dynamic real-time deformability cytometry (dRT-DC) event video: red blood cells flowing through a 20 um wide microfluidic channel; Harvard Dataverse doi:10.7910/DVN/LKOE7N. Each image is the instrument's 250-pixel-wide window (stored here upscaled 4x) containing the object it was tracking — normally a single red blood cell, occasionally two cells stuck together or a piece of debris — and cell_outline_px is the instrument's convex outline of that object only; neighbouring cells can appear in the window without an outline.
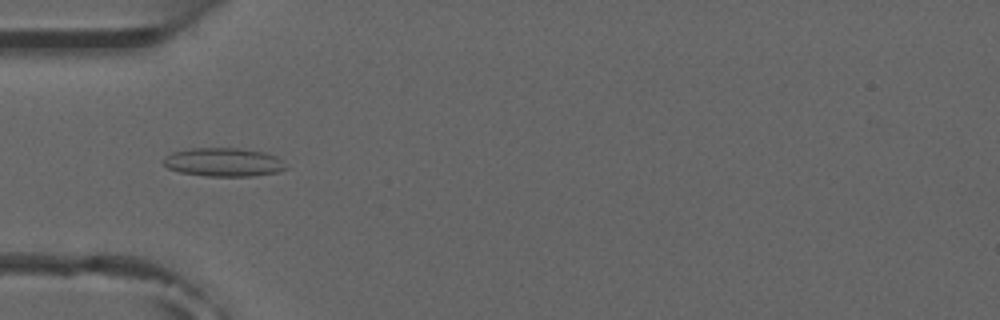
{"species": "common noctule bat (a hibernating species)", "species_latin": "Nyctalus noctula", "temperature_condition": "room temperature", "stored_images_in_passage": 7, "camera_frame_rate_fps": 3000, "um_per_image_px": 0.085, "animal": {"sex": "male", "forearm_length_mm": 52.5}, "frame": {"image": 1, "passage_image": 5, "time_ms": 5.333, "image_size_px": [1000, 320], "cell_outline_px": [[288, 168], [276, 172], [252, 176], [208, 176], [180, 172], [168, 168], [164, 164], [164, 156], [172, 152], [192, 148], [240, 148], [264, 152], [276, 156], [284, 160]], "centroid_in_image_um": [19.03, 13.78], "position_along_channel_um": 66.0, "area_um2": 20.46}}
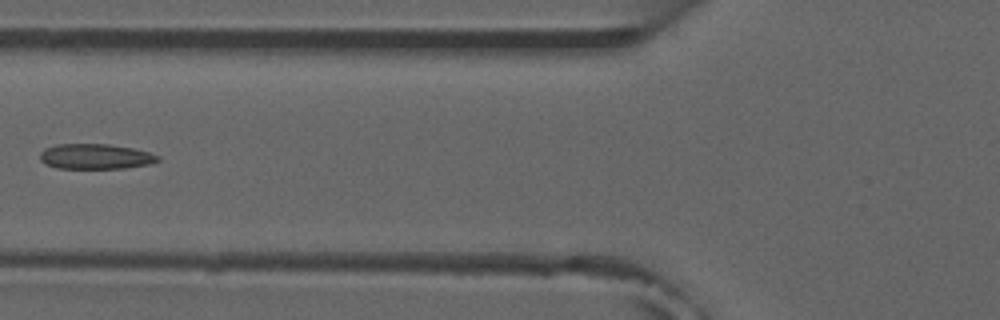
{"frame": {"image": 2, "passage_image": 6, "time_ms": 6.667, "image_size_px": [1000, 320], "cell_outline_px": [[160, 160], [148, 164], [124, 168], [56, 168], [44, 164], [40, 160], [40, 152], [44, 148], [56, 144], [108, 144], [132, 148], [148, 152], [160, 156]], "centroid_in_image_um": [8.07, 13.3], "position_along_channel_um": 117.7, "area_um2": 17.34}}
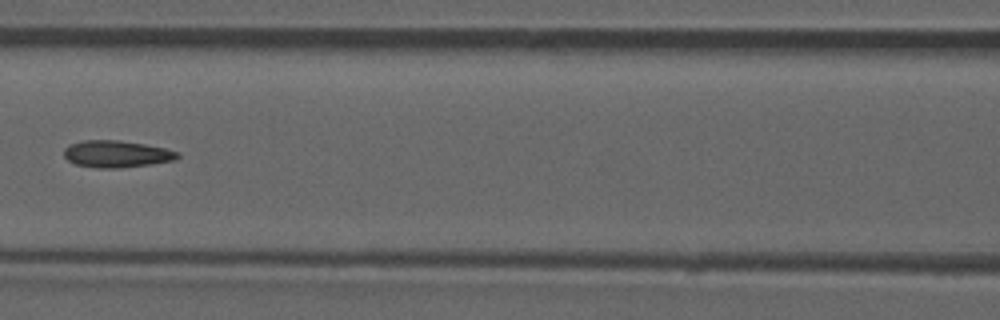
{"frame": {"image": 3, "passage_image": 7, "time_ms": 7.667, "image_size_px": [1000, 320], "cell_outline_px": [[180, 156], [176, 160], [152, 164], [116, 168], [96, 168], [76, 164], [68, 160], [64, 156], [64, 148], [68, 144], [84, 140], [120, 140], [144, 144], [164, 148], [180, 152]], "centroid_in_image_um": [9.91, 13.08], "position_along_channel_um": 156.7, "area_um2": 17.92}}